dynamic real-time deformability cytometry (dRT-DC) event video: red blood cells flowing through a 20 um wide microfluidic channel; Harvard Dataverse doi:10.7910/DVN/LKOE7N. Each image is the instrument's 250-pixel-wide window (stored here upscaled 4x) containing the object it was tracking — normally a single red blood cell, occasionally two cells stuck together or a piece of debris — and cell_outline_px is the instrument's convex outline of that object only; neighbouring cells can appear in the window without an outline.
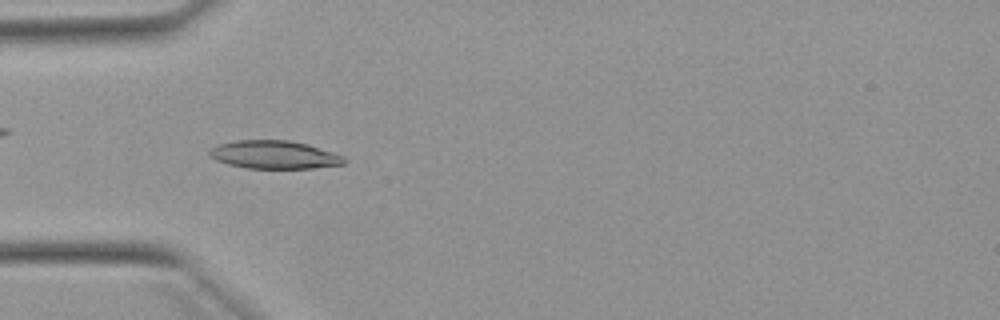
{"species": "Egyptian fruit bat (a non-hibernating species)", "species_latin": "Rousettus aegyptiacus", "temperature_condition": "warm", "stored_images_in_passage": 51, "camera_frame_rate_fps": 3000, "um_per_image_px": 0.085, "animal": {"sex": "female"}, "frame": {"image": 1, "passage_image": 15, "time_ms": 4.667, "image_size_px": [1000, 320], "cell_outline_px": [[348, 160], [344, 164], [312, 168], [248, 168], [228, 164], [216, 160], [208, 152], [216, 144], [236, 140], [288, 140], [308, 144], [344, 156]], "centroid_in_image_um": [23.33, 13.14], "position_along_channel_um": 61.7, "area_um2": 22.02}}
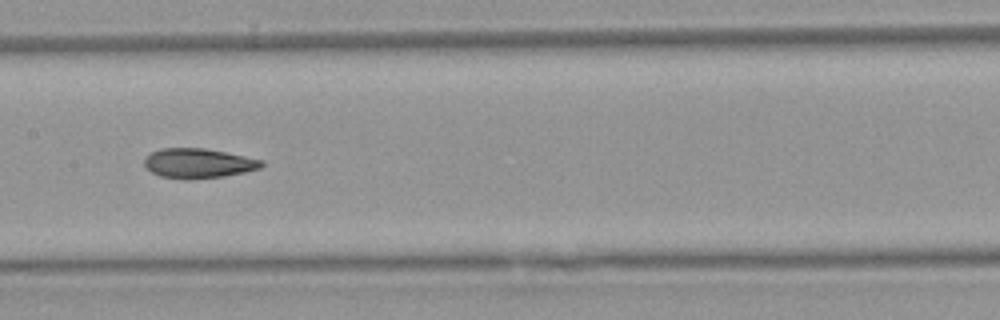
{"frame": {"image": 2, "passage_image": 25, "time_ms": 8.0, "image_size_px": [1000, 320], "cell_outline_px": [[264, 164], [260, 168], [244, 172], [224, 176], [188, 180], [184, 180], [160, 176], [152, 172], [144, 164], [144, 156], [160, 148], [204, 148], [264, 160]], "centroid_in_image_um": [16.83, 13.88], "position_along_channel_um": 190.6, "area_um2": 20.35}}
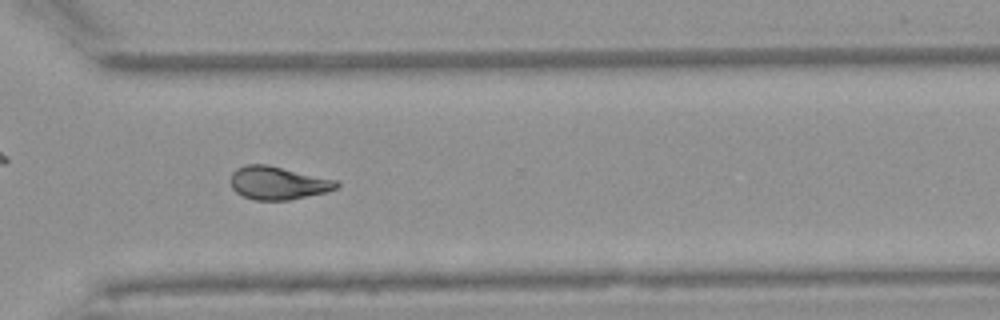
{"frame": {"image": 3, "passage_image": 37, "time_ms": 12.0, "image_size_px": [1000, 320], "cell_outline_px": [[340, 184], [336, 188], [324, 192], [288, 200], [256, 200], [244, 196], [236, 192], [232, 188], [232, 172], [236, 168], [244, 164], [268, 164], [336, 180]], "centroid_in_image_um": [23.6, 15.54], "position_along_channel_um": 347.0, "area_um2": 20.23}, "authors_computed_cell_mechanics": {"area_um2": 20.519, "velocity_mm_per_s": 3.9096, "shape_relaxation_time_tau1_ms": null, "shape_relaxation_time_tau2_ms": 4.4433, "deformation_change_tau1": null, "deformation_change_tau2": 0.1037}}